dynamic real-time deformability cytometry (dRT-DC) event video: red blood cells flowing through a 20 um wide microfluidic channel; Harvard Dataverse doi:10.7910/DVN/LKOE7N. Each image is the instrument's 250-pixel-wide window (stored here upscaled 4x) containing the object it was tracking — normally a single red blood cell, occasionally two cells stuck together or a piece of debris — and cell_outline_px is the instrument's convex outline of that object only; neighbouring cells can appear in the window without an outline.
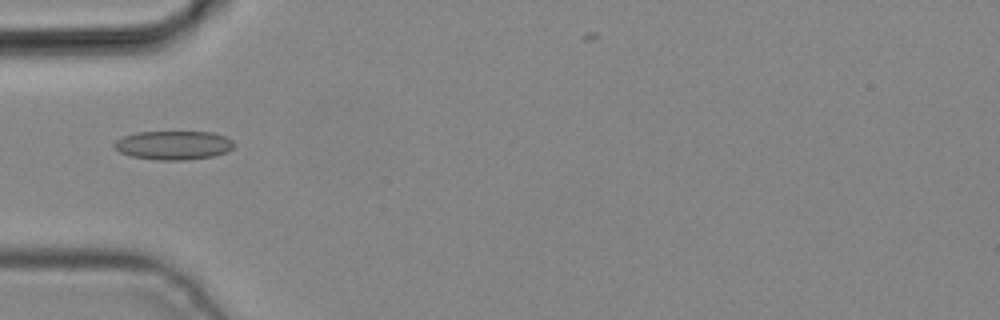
{"species": "common noctule bat (a hibernating species)", "species_latin": "Nyctalus noctula", "temperature_condition": "cold", "stored_images_in_passage": 5, "camera_frame_rate_fps": 3000, "um_per_image_px": 0.085, "animal": {"sex": "male", "body_mass_g": 19.2, "forearm_length_mm": 51.8}, "frame": {"image": 1, "passage_image": 5, "time_ms": 1.333, "image_size_px": [1000, 320], "cell_outline_px": [[236, 144], [228, 152], [212, 156], [188, 160], [156, 160], [132, 156], [120, 152], [112, 144], [116, 140], [124, 136], [136, 132], [212, 132], [228, 136]], "centroid_in_image_um": [14.79, 12.34], "position_along_channel_um": 70.2, "area_um2": 20.29}}